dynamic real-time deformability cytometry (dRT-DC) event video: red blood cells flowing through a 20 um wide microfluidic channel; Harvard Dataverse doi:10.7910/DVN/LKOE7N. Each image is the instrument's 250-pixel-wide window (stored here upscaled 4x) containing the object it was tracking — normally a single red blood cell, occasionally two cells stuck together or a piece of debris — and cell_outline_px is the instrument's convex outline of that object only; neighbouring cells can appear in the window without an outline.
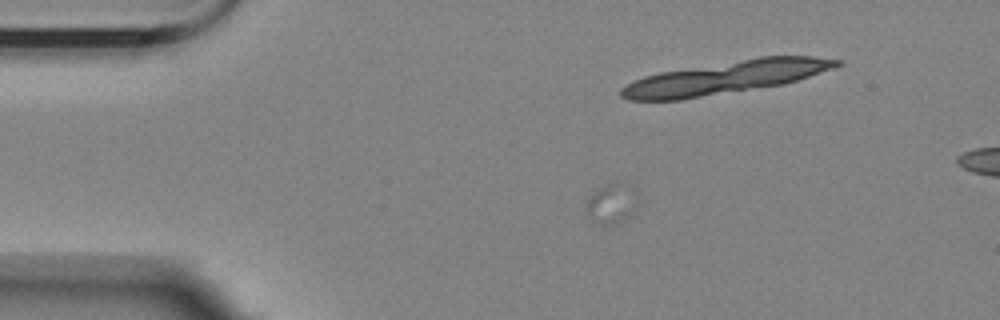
{"species": "Egyptian fruit bat (a non-hibernating species)", "species_latin": "Rousettus aegyptiacus", "temperature_condition": "room temperature", "stored_images_in_passage": 8, "camera_frame_rate_fps": 3000, "um_per_image_px": 0.085, "animal": {"sex": "female"}, "frame": {"image": 1, "passage_image": 5, "time_ms": 4.667, "image_size_px": [1000, 320], "cell_outline_px": [[632, 212], [628, 216], [616, 224], [592, 224], [588, 212], [588, 196], [600, 188], [616, 180], [628, 184], [632, 188]], "centroid_in_image_um": [51.9, 17.3], "position_along_channel_um": 33.1, "area_um2": 11.33}}